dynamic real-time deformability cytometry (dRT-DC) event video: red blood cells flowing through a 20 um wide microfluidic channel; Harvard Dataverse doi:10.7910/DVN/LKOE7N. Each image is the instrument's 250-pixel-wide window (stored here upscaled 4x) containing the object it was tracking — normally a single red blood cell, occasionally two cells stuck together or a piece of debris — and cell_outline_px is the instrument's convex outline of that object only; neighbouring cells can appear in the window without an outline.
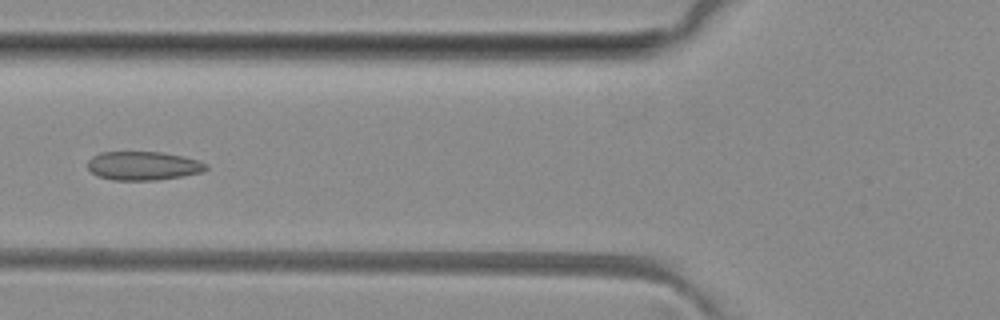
{"species": "common noctule bat (a hibernating species)", "species_latin": "Nyctalus noctula", "temperature_condition": "room temperature", "stored_images_in_passage": 4, "camera_frame_rate_fps": 3000, "um_per_image_px": 0.085, "animal": {"sex": "female", "body_mass_g": 29.2, "forearm_length_mm": 56.3}, "frame": {"image": 1, "passage_image": 4, "time_ms": 3.333, "image_size_px": [1000, 320], "cell_outline_px": [[208, 168], [200, 172], [184, 176], [156, 180], [112, 180], [96, 176], [88, 168], [88, 160], [92, 156], [100, 152], [164, 152], [184, 156], [200, 160], [208, 164]], "centroid_in_image_um": [12.18, 14.09], "position_along_channel_um": 113.6, "area_um2": 20.06}}